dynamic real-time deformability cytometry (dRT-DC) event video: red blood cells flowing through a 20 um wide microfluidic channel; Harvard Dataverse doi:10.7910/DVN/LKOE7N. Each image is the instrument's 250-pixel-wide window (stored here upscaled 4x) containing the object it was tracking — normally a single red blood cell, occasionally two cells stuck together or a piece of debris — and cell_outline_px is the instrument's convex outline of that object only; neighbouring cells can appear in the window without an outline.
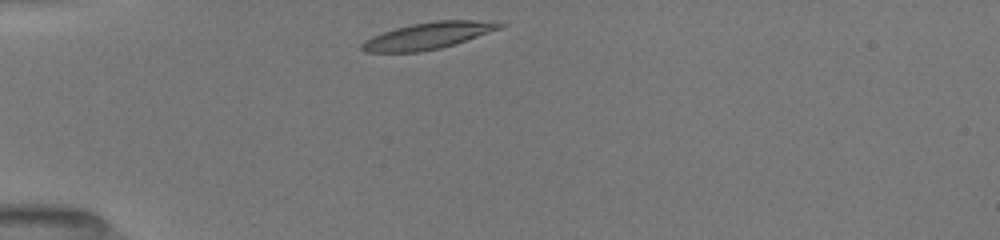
{"species": "common noctule bat (a hibernating species)", "species_latin": "Nyctalus noctula", "temperature_condition": "room temperature", "stored_images_in_passage": 38, "camera_frame_rate_fps": 3000, "um_per_image_px": 0.085, "animal": {"sex": "female", "body_mass_g": 19.5, "forearm_length_mm": 54.1}, "frame": {"image": 1, "passage_image": 1, "time_ms": 0.0, "image_size_px": [1000, 240], "cell_outline_px": [[508, 24], [504, 28], [440, 48], [420, 52], [364, 52], [360, 48], [360, 44], [364, 40], [372, 36], [396, 28], [412, 24], [436, 20], [476, 20]], "centroid_in_image_um": [36.39, 3.03], "position_along_channel_um": 48.6, "area_um2": 21.39}}
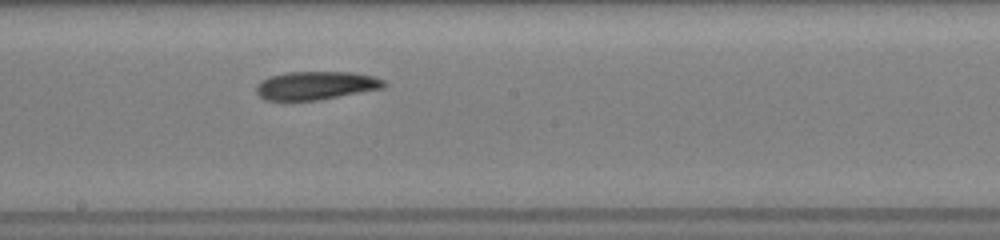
{"frame": {"image": 2, "passage_image": 16, "time_ms": 5.0, "image_size_px": [1000, 240], "cell_outline_px": [[388, 84], [384, 88], [320, 100], [264, 100], [256, 92], [256, 84], [260, 80], [268, 76], [288, 72], [352, 72], [372, 76], [384, 80]], "centroid_in_image_um": [26.84, 7.27], "position_along_channel_um": 221.4, "area_um2": 21.27}}
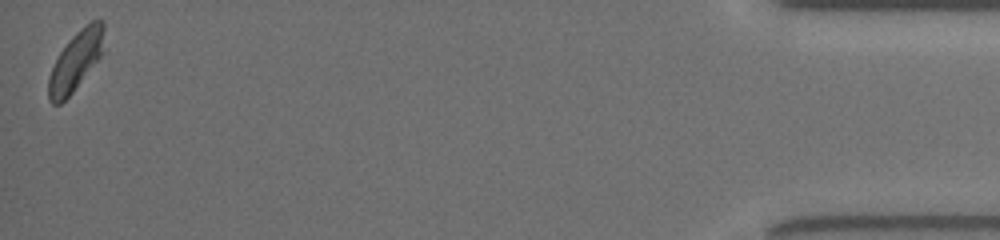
{"frame": {"image": 3, "passage_image": 38, "time_ms": 12.333, "image_size_px": [1000, 240], "cell_outline_px": [[104, 52], [72, 92], [60, 104], [52, 104], [48, 100], [48, 76], [60, 52], [68, 40], [80, 28], [92, 20], [104, 20]], "centroid_in_image_um": [6.45, 5.15], "position_along_channel_um": 428.8, "area_um2": 19.13}, "authors_computed_cell_mechanics": {"area_um2": 21.2704, "velocity_mm_per_s": 3.9485, "shape_relaxation_time_tau1_ms": 6.1932, "shape_relaxation_time_tau2_ms": 3.8572, "deformation_change_tau1": 0.1692, "deformation_change_tau2": 0.1236}}